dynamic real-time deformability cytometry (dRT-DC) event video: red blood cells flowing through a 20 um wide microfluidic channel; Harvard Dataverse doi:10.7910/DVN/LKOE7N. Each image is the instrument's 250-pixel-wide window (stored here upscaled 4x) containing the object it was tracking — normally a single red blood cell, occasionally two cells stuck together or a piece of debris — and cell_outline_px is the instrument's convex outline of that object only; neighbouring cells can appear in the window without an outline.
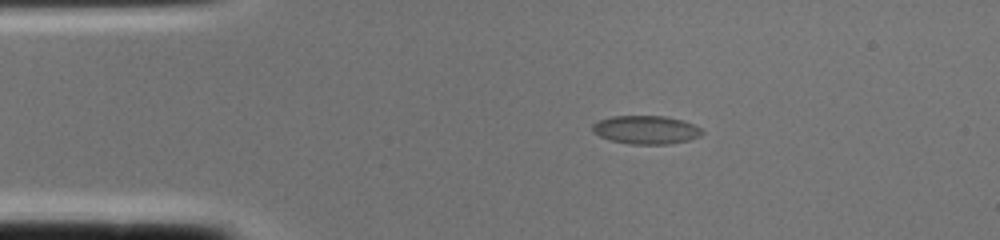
{"species": "common noctule bat (a hibernating species)", "species_latin": "Nyctalus noctula", "temperature_condition": "cold", "stored_images_in_passage": 1, "camera_frame_rate_fps": 3000, "um_per_image_px": 0.085, "animal": {"sex": "female", "body_mass_g": 22.0, "forearm_length_mm": 56.7}, "frame": {"image": 1, "passage_image": 1, "time_ms": 0.0, "image_size_px": [1000, 240], "cell_outline_px": [[704, 132], [700, 136], [688, 140], [668, 144], [628, 144], [612, 140], [600, 136], [592, 132], [592, 124], [600, 120], [612, 116], [664, 116], [680, 120], [692, 124], [700, 128]], "centroid_in_image_um": [54.89, 11.04], "position_along_channel_um": 30.1, "area_um2": 17.98}}